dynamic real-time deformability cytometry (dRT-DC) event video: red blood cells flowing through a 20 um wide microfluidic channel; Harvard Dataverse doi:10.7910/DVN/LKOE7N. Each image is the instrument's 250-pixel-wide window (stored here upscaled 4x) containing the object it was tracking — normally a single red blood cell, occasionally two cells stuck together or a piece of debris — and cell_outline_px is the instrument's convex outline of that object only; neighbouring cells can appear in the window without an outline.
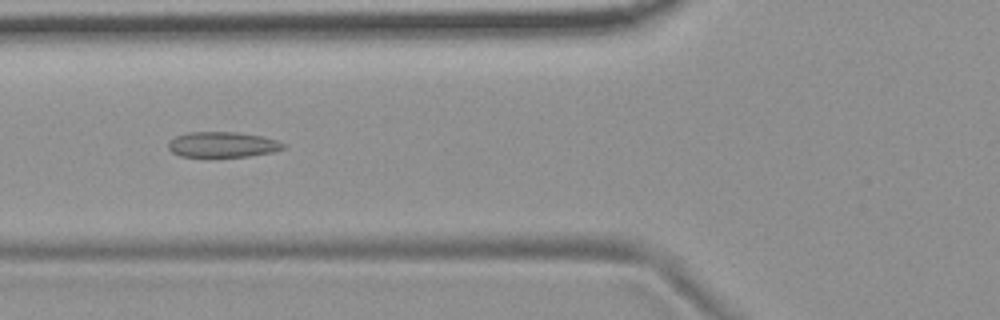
{"species": "common noctule bat (a hibernating species)", "species_latin": "Nyctalus noctula", "temperature_condition": "room temperature", "stored_images_in_passage": 56, "camera_frame_rate_fps": 3000, "um_per_image_px": 0.085, "animal": {"sex": "female", "body_mass_g": 19.9}, "frame": {"image": 1, "passage_image": 21, "time_ms": 6.667, "image_size_px": [1000, 320], "cell_outline_px": [[288, 144], [284, 148], [272, 152], [248, 156], [180, 156], [172, 152], [168, 148], [168, 144], [176, 136], [188, 132], [236, 132], [264, 136]], "centroid_in_image_um": [18.95, 12.28], "position_along_channel_um": 106.8, "area_um2": 16.94}}
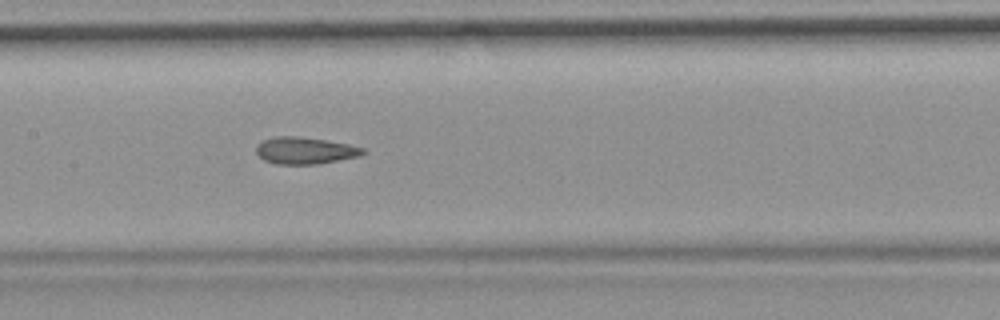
{"frame": {"image": 2, "passage_image": 27, "time_ms": 8.667, "image_size_px": [1000, 320], "cell_outline_px": [[368, 152], [360, 156], [316, 164], [276, 164], [264, 160], [256, 152], [256, 144], [272, 136], [300, 136], [348, 144], [364, 148]], "centroid_in_image_um": [25.92, 12.79], "position_along_channel_um": 181.5, "area_um2": 16.76}}
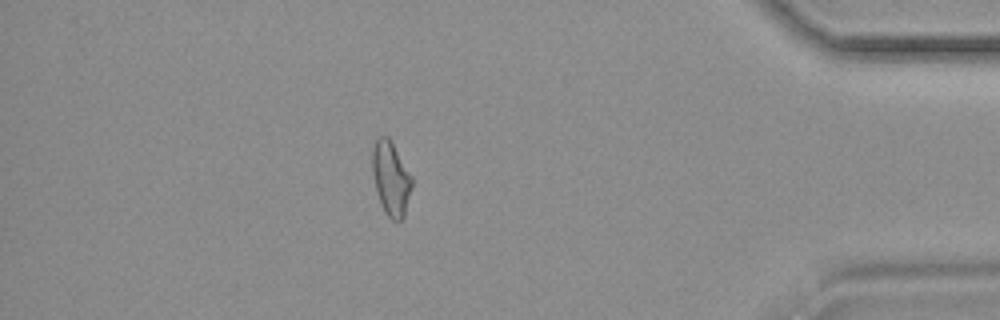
{"frame": {"image": 3, "passage_image": 48, "time_ms": 15.667, "image_size_px": [1000, 320], "cell_outline_px": [[412, 184], [404, 216], [396, 224], [384, 212], [380, 204], [372, 172], [372, 148], [376, 140], [380, 136], [388, 136], [412, 176]], "centroid_in_image_um": [33.22, 15.19], "position_along_channel_um": 402.0, "area_um2": 16.99}, "authors_computed_cell_mechanics": {"area_um2": 17.2822, "velocity_mm_per_s": 3.7275, "shape_relaxation_time_tau1_ms": null, "shape_relaxation_time_tau2_ms": 2.9836, "deformation_change_tau1": null, "deformation_change_tau2": 0.1095}}